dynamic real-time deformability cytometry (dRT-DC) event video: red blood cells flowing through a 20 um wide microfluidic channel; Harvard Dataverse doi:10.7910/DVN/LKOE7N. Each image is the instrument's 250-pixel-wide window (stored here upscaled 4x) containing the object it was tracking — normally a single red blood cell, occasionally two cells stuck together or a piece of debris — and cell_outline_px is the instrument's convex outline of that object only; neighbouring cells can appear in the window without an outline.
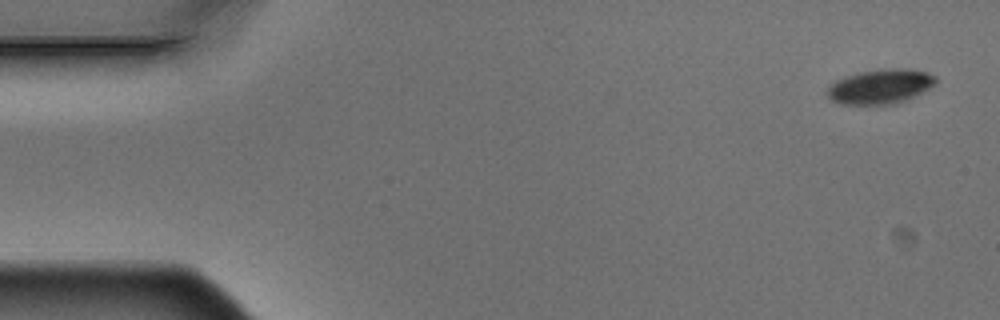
{"species": "Egyptian fruit bat (a non-hibernating species)", "species_latin": "Rousettus aegyptiacus", "temperature_condition": "warm", "stored_images_in_passage": 4, "camera_frame_rate_fps": 3000, "um_per_image_px": 0.085, "animal": {"sex": "male"}, "frame": {"image": 1, "passage_image": 1, "time_ms": 0.0, "image_size_px": [1000, 320], "cell_outline_px": [[936, 84], [924, 92], [908, 100], [896, 104], [840, 104], [832, 100], [828, 96], [828, 84], [844, 76], [860, 72], [884, 68], [908, 68], [928, 72], [936, 76]], "centroid_in_image_um": [74.87, 7.34], "position_along_channel_um": 10.1, "area_um2": 22.25}}